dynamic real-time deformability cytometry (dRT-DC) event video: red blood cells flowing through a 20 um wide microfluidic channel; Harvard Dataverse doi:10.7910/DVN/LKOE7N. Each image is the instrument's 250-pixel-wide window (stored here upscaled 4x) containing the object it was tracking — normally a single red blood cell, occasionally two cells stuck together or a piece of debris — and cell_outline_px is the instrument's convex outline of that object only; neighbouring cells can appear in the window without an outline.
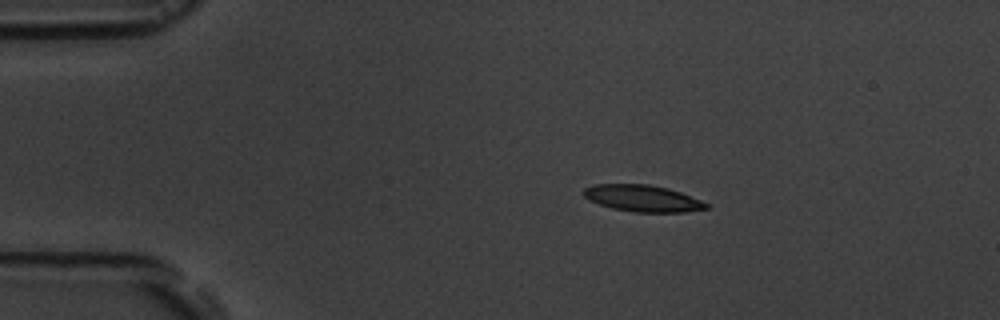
{"species": "common noctule bat (a hibernating species)", "species_latin": "Nyctalus noctula", "temperature_condition": "room temperature", "stored_images_in_passage": 2, "camera_frame_rate_fps": 3000, "um_per_image_px": 0.085, "animal": {"sex": "male", "body_mass_g": 19.5, "forearm_length_mm": 54.6}, "frame": {"image": 1, "passage_image": 1, "time_ms": 0.0, "image_size_px": [1000, 320], "cell_outline_px": [[708, 208], [684, 212], [632, 212], [612, 208], [588, 200], [584, 196], [584, 188], [596, 184], [648, 184], [668, 188], [680, 192], [700, 200], [708, 204]], "centroid_in_image_um": [54.6, 16.86], "position_along_channel_um": 30.4, "area_um2": 18.9}}